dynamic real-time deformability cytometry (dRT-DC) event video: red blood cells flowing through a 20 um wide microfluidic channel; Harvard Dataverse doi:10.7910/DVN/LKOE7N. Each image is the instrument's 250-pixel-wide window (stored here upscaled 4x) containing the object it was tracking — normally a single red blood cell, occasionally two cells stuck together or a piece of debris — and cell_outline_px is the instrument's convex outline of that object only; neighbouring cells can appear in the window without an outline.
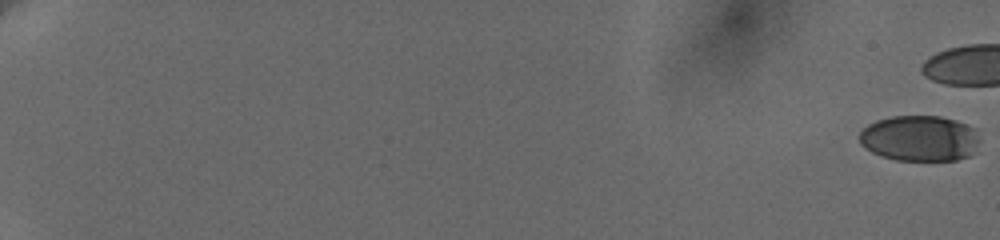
{"species": "human", "species_latin": "Homo sapiens", "temperature_condition": "cold", "stored_images_in_passage": 43, "camera_frame_rate_fps": 3000, "um_per_image_px": 0.085, "donor": {"sex": "female"}, "frame": {"image": 1, "passage_image": 1, "time_ms": 0.0, "image_size_px": [1000, 240], "cell_outline_px": [[980, 140], [976, 152], [968, 156], [956, 160], [896, 160], [880, 156], [872, 152], [860, 144], [860, 132], [868, 124], [876, 120], [892, 116], [940, 116], [956, 120], [976, 128]], "centroid_in_image_um": [78.21, 11.76], "position_along_channel_um": 6.8, "area_um2": 32.43}}
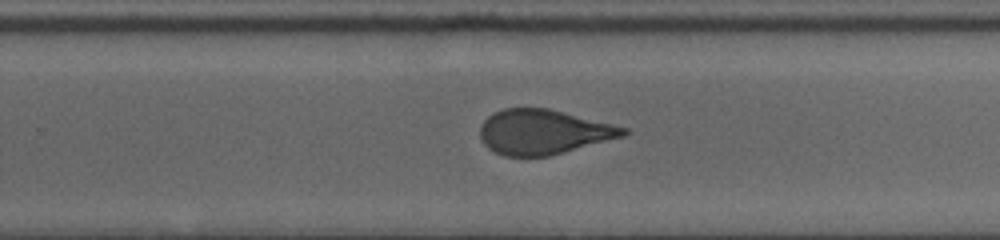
{"frame": {"image": 2, "passage_image": 34, "time_ms": 14.333, "image_size_px": [1000, 240], "cell_outline_px": [[628, 132], [624, 136], [548, 156], [504, 156], [488, 148], [480, 140], [480, 128], [484, 120], [488, 116], [504, 108], [548, 108], [628, 128]], "centroid_in_image_um": [46.16, 11.21], "position_along_channel_um": 283.6, "area_um2": 37.05}}
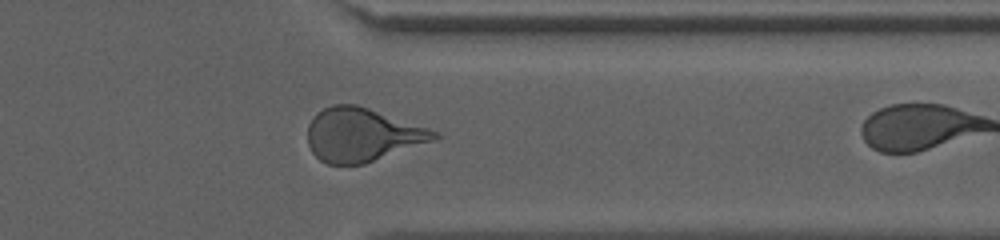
{"frame": {"image": 3, "passage_image": 42, "time_ms": 17.0, "image_size_px": [1000, 240], "cell_outline_px": [[440, 136], [436, 140], [364, 164], [328, 164], [320, 160], [312, 152], [308, 144], [308, 124], [312, 116], [316, 112], [332, 104], [356, 104], [440, 132]], "centroid_in_image_um": [30.77, 11.45], "position_along_channel_um": 380.6, "area_um2": 39.48}}